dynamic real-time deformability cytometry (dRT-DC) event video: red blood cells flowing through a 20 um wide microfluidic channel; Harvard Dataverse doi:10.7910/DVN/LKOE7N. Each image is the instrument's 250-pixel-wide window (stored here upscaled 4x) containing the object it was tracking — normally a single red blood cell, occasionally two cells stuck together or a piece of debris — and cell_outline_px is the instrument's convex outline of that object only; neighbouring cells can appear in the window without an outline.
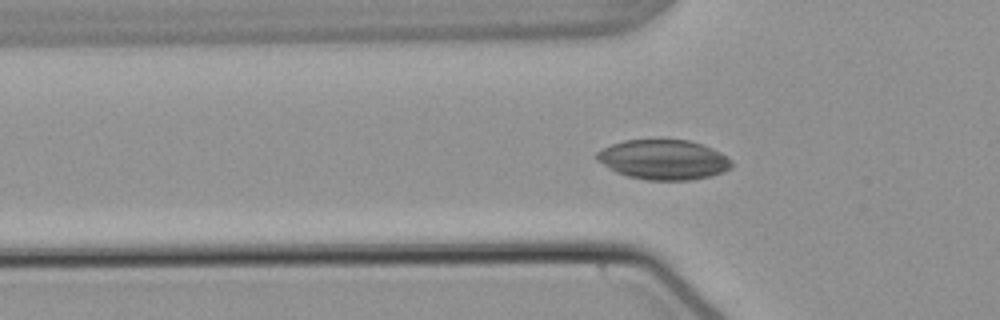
{"species": "common noctule bat (a hibernating species)", "species_latin": "Nyctalus noctula", "temperature_condition": "warm", "stored_images_in_passage": 47, "camera_frame_rate_fps": 3000, "um_per_image_px": 0.085, "animal": {"sex": "male", "body_mass_g": 21.5, "forearm_length_mm": 52.0}, "frame": {"image": 1, "passage_image": 15, "time_ms": 4.667, "image_size_px": [1000, 320], "cell_outline_px": [[732, 168], [724, 172], [692, 180], [648, 180], [628, 176], [616, 172], [596, 160], [596, 152], [612, 144], [624, 140], [688, 140], [712, 148], [720, 152], [732, 160]], "centroid_in_image_um": [56.41, 13.57], "position_along_channel_um": 69.4, "area_um2": 31.21}}
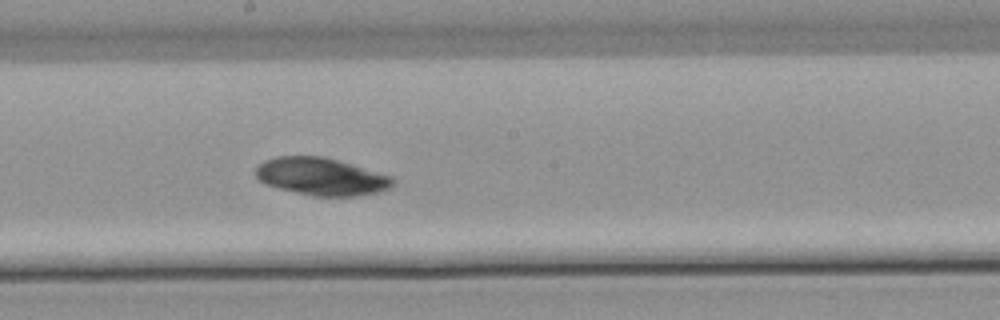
{"frame": {"image": 2, "passage_image": 27, "time_ms": 8.667, "image_size_px": [1000, 320], "cell_outline_px": [[396, 180], [392, 188], [380, 192], [356, 196], [312, 196], [264, 184], [256, 176], [256, 168], [264, 160], [276, 156], [320, 156], [336, 160], [392, 176]], "centroid_in_image_um": [27.33, 15.02], "position_along_channel_um": 220.9, "area_um2": 29.88}}
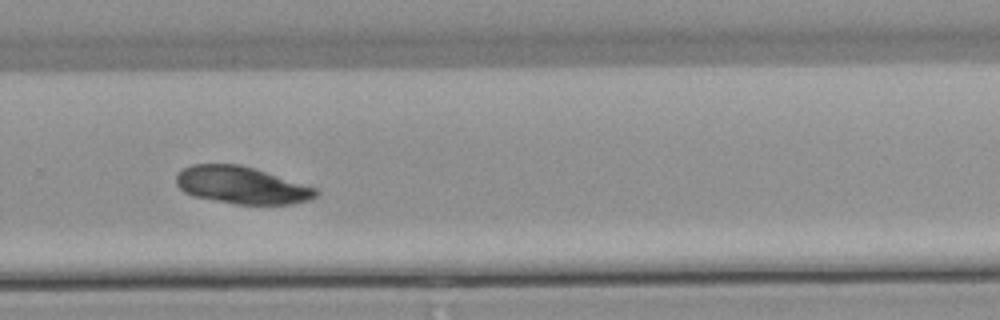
{"frame": {"image": 3, "passage_image": 34, "time_ms": 11.0, "image_size_px": [1000, 320], "cell_outline_px": [[320, 192], [316, 196], [308, 200], [292, 204], [236, 204], [192, 196], [184, 192], [176, 184], [176, 176], [184, 168], [192, 164], [240, 164], [316, 188]], "centroid_in_image_um": [20.52, 15.75], "position_along_channel_um": 309.3, "area_um2": 30.06}, "authors_computed_cell_mechanics": {"area_um2": 29.9404, "velocity_mm_per_s": 3.7892, "shape_relaxation_time_tau1_ms": 5.7389, "shape_relaxation_time_tau2_ms": null, "deformation_change_tau1": null, "deformation_change_tau2": null}}